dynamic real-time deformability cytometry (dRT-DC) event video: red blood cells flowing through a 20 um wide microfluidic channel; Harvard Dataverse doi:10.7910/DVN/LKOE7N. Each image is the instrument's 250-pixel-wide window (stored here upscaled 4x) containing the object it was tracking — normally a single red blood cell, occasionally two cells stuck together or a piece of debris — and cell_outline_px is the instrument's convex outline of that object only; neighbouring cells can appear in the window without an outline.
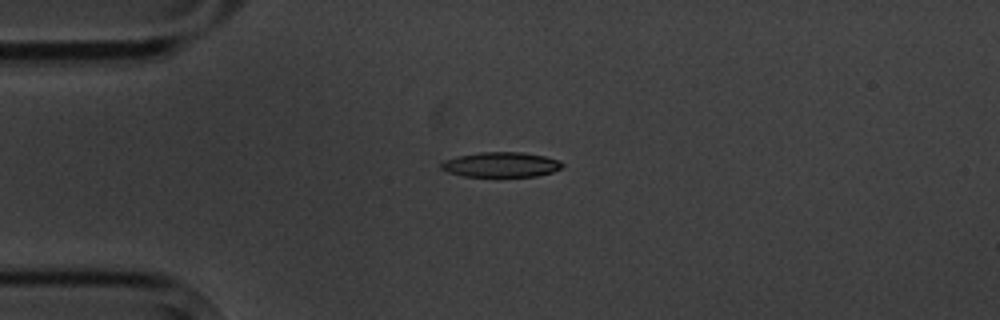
{"species": "common noctule bat (a hibernating species)", "species_latin": "Nyctalus noctula", "temperature_condition": "cold", "stored_images_in_passage": 4, "camera_frame_rate_fps": 3000, "um_per_image_px": 0.085, "animal": {"sex": "male", "body_mass_g": 20.1, "forearm_length_mm": 53.5}, "frame": {"image": 1, "passage_image": 1, "time_ms": 0.0, "image_size_px": [1000, 320], "cell_outline_px": [[564, 164], [560, 168], [552, 172], [536, 176], [464, 176], [448, 172], [440, 168], [440, 164], [444, 160], [460, 156], [480, 152], [524, 152], [544, 156], [560, 160]], "centroid_in_image_um": [42.6, 13.99], "position_along_channel_um": 42.4, "area_um2": 17.51}}
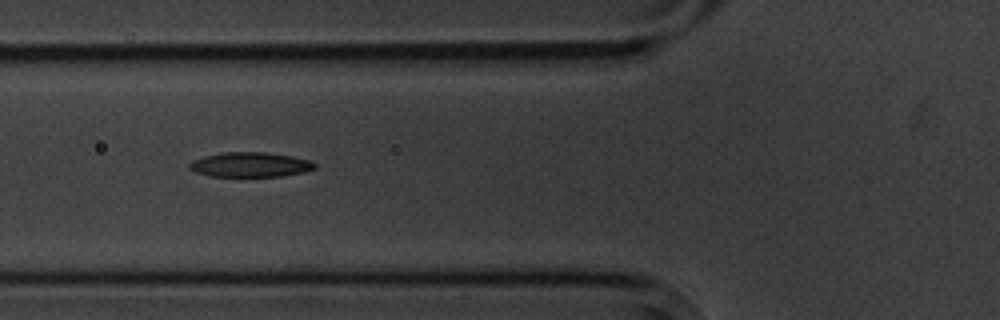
{"frame": {"image": 2, "passage_image": 3, "time_ms": 2.333, "image_size_px": [1000, 320], "cell_outline_px": [[316, 168], [304, 172], [280, 176], [212, 176], [196, 172], [188, 168], [188, 164], [192, 160], [204, 156], [224, 152], [268, 152], [292, 156], [312, 160], [316, 164]], "centroid_in_image_um": [21.29, 13.98], "position_along_channel_um": 104.5, "area_um2": 18.15}}
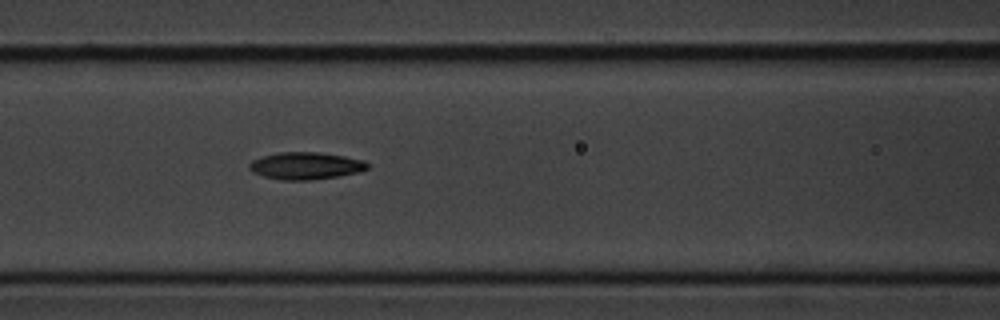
{"frame": {"image": 3, "passage_image": 4, "time_ms": 3.333, "image_size_px": [1000, 320], "cell_outline_px": [[368, 168], [356, 172], [340, 176], [312, 180], [280, 180], [264, 176], [252, 172], [248, 168], [248, 164], [252, 160], [264, 156], [280, 152], [320, 152], [344, 156], [364, 160], [368, 164]], "centroid_in_image_um": [25.96, 14.09], "position_along_channel_um": 140.6, "area_um2": 18.73}}